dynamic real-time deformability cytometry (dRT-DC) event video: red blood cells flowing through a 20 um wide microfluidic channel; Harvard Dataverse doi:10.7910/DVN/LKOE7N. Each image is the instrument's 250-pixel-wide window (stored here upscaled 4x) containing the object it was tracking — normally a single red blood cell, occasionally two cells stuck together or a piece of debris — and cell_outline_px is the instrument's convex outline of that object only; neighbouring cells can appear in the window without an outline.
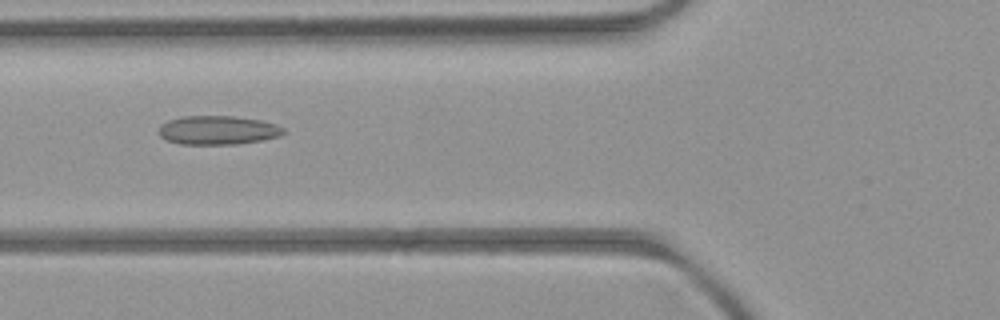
{"species": "common noctule bat (a hibernating species)", "species_latin": "Nyctalus noctula", "temperature_condition": "room temperature", "stored_images_in_passage": 6, "camera_frame_rate_fps": 3000, "um_per_image_px": 0.085, "animal": {"sex": "female", "body_mass_g": 21.9}, "frame": {"image": 1, "passage_image": 6, "time_ms": 5.667, "image_size_px": [1000, 320], "cell_outline_px": [[284, 132], [280, 136], [264, 140], [236, 144], [180, 144], [168, 140], [160, 136], [160, 128], [168, 120], [184, 116], [232, 116], [260, 120], [276, 124], [284, 128]], "centroid_in_image_um": [18.56, 11.07], "position_along_channel_um": 107.2, "area_um2": 20.81}}